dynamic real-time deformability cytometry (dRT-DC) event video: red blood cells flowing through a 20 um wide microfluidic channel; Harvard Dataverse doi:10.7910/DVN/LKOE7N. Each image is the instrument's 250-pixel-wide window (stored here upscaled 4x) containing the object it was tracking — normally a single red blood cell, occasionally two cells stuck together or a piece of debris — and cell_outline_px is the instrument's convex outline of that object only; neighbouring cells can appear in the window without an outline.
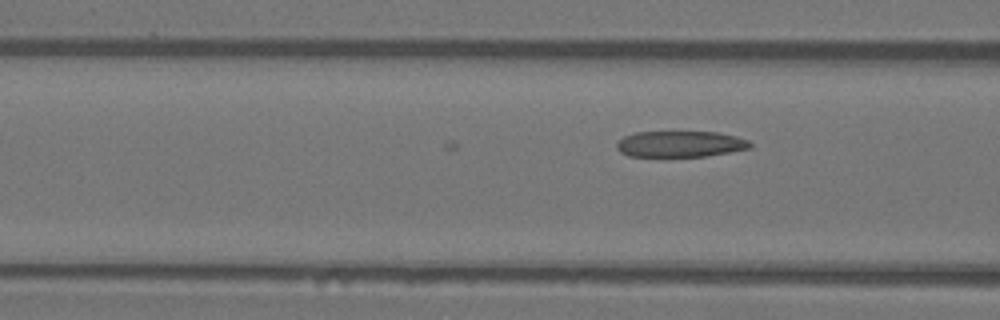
{"species": "Egyptian fruit bat (a non-hibernating species)", "species_latin": "Rousettus aegyptiacus", "temperature_condition": "warm", "stored_images_in_passage": 12, "camera_frame_rate_fps": 3000, "um_per_image_px": 0.085, "animal": {"sex": "female"}, "frame": {"image": 1, "passage_image": 12, "time_ms": 3.667, "image_size_px": [1000, 320], "cell_outline_px": [[752, 148], [708, 156], [628, 156], [620, 152], [616, 148], [616, 144], [624, 136], [636, 132], [716, 132], [736, 136], [748, 140], [752, 144]], "centroid_in_image_um": [57.84, 12.24], "position_along_channel_um": 108.8, "area_um2": 20.29}}